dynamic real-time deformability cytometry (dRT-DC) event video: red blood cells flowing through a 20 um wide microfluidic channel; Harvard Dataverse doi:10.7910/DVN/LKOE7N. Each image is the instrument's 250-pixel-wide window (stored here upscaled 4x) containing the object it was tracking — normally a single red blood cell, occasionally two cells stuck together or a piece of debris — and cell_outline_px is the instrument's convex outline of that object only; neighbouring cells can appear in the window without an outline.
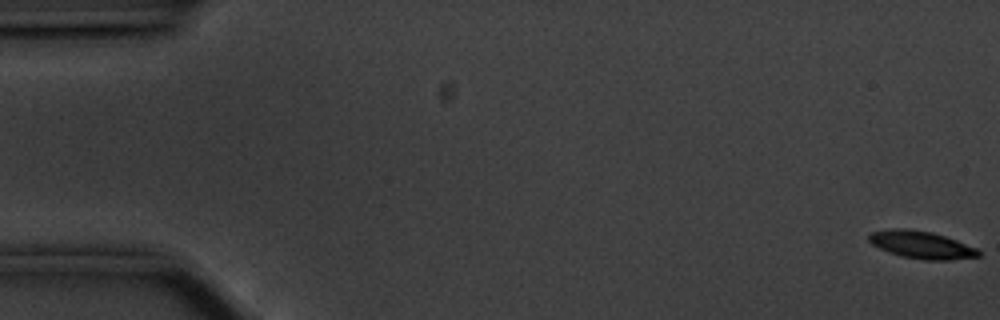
{"species": "common noctule bat (a hibernating species)", "species_latin": "Nyctalus noctula", "temperature_condition": "cold", "stored_images_in_passage": 28, "camera_frame_rate_fps": 3000, "um_per_image_px": 0.085, "animal": {"sex": "male", "body_mass_g": 20.1, "forearm_length_mm": 53.5}, "frame": {"image": 1, "passage_image": 1, "time_ms": 0.0, "image_size_px": [1000, 320], "cell_outline_px": [[980, 256], [948, 260], [924, 260], [900, 256], [888, 252], [872, 244], [868, 240], [868, 232], [892, 228], [908, 228], [932, 232], [956, 240], [976, 248], [980, 252]], "centroid_in_image_um": [78.27, 20.8], "position_along_channel_um": 6.7, "area_um2": 17.63}}
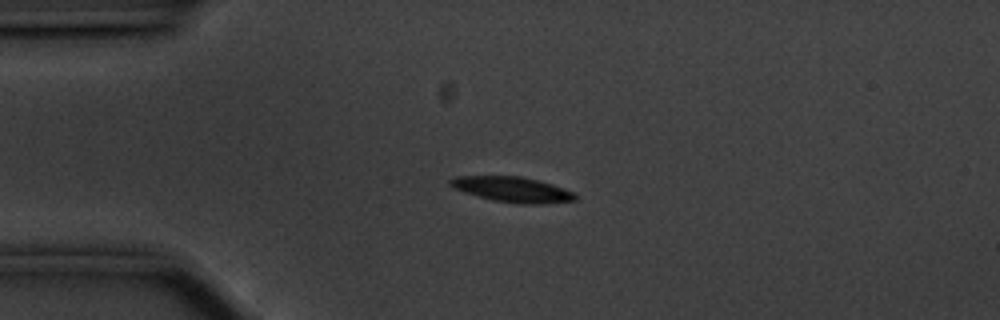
{"frame": {"image": 2, "passage_image": 14, "time_ms": 4.333, "image_size_px": [1000, 320], "cell_outline_px": [[576, 200], [540, 204], [524, 204], [492, 200], [464, 192], [448, 184], [448, 180], [452, 176], [520, 176], [552, 184], [576, 192]], "centroid_in_image_um": [43.55, 16.1], "position_along_channel_um": 41.5, "area_um2": 18.38}}
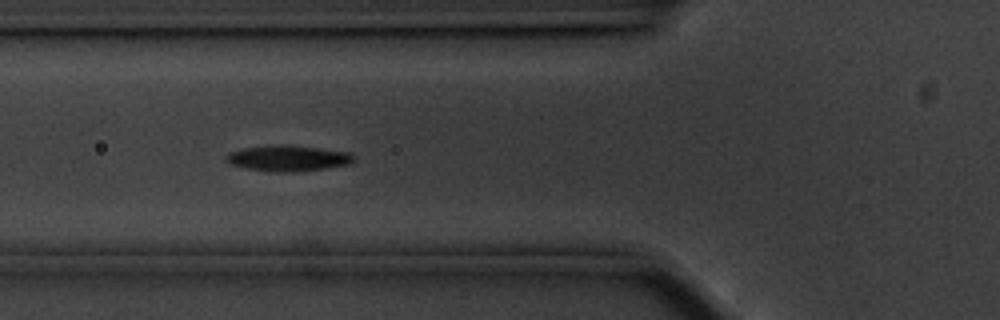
{"frame": {"image": 3, "passage_image": 21, "time_ms": 6.667, "image_size_px": [1000, 320], "cell_outline_px": [[356, 160], [352, 164], [324, 168], [292, 172], [272, 172], [244, 168], [232, 164], [224, 160], [224, 156], [228, 152], [244, 148], [280, 144], [284, 144], [352, 152], [356, 156]], "centroid_in_image_um": [24.51, 13.45], "position_along_channel_um": 101.3, "area_um2": 19.48}}